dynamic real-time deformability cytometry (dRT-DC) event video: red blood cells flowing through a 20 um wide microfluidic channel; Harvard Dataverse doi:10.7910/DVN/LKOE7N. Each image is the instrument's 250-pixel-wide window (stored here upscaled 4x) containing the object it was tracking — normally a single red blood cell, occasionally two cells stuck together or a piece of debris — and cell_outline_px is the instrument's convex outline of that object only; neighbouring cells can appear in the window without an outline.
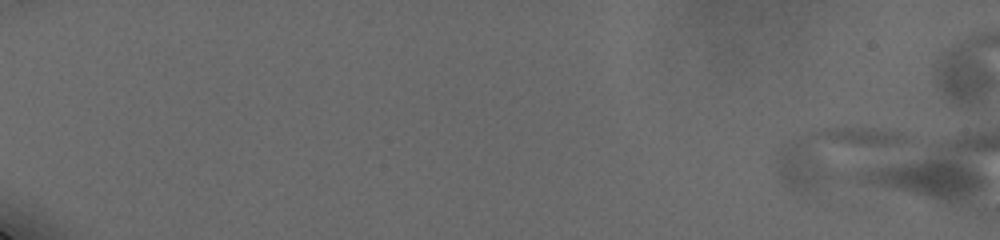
{"species": "human", "species_latin": "Homo sapiens", "temperature_condition": "cold", "stored_images_in_passage": 4, "camera_frame_rate_fps": 3000, "um_per_image_px": 0.085, "donor": {"sex": "male"}, "frame": {"image": 1, "passage_image": 1, "time_ms": 0.0, "image_size_px": [1000, 240], "cell_outline_px": [[904, 140], [804, 196], [784, 184], [780, 176], [780, 156], [788, 148], [800, 140], [816, 132], [828, 128], [876, 128], [896, 132], [904, 136]], "centroid_in_image_um": [70.7, 13.21], "position_along_channel_um": 14.3, "area_um2": 34.85}}